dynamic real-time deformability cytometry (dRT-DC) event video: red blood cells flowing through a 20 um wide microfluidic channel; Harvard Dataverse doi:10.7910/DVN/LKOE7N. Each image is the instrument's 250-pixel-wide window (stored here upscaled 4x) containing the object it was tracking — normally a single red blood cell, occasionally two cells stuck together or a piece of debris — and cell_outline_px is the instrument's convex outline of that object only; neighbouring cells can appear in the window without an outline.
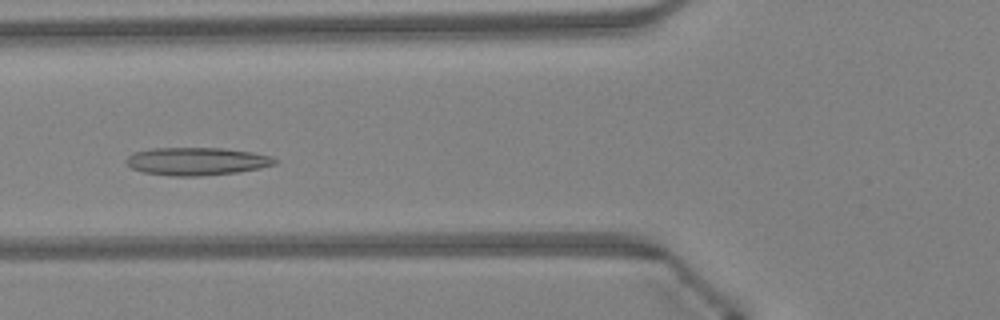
{"species": "Egyptian fruit bat (a non-hibernating species)", "species_latin": "Rousettus aegyptiacus", "temperature_condition": "warm", "stored_images_in_passage": 47, "camera_frame_rate_fps": 3000, "um_per_image_px": 0.085, "animal": {"sex": "female"}, "frame": {"image": 1, "passage_image": 18, "time_ms": 5.667, "image_size_px": [1000, 320], "cell_outline_px": [[280, 160], [276, 164], [260, 168], [236, 172], [200, 176], [172, 176], [144, 172], [132, 168], [124, 160], [128, 156], [136, 152], [152, 148], [224, 148], [252, 152], [272, 156]], "centroid_in_image_um": [16.76, 13.71], "position_along_channel_um": 109.0, "area_um2": 24.1}}
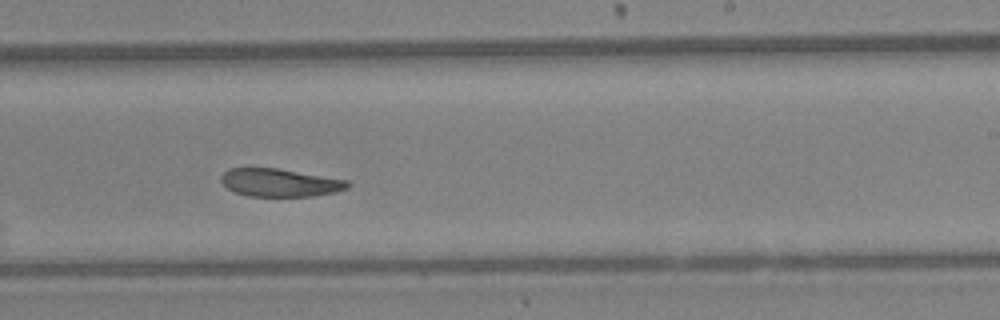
{"frame": {"image": 2, "passage_image": 29, "time_ms": 9.333, "image_size_px": [1000, 320], "cell_outline_px": [[352, 184], [348, 188], [336, 192], [312, 196], [248, 196], [236, 192], [228, 188], [220, 180], [220, 176], [228, 168], [276, 168], [348, 180]], "centroid_in_image_um": [23.8, 15.52], "position_along_channel_um": 265.2, "area_um2": 20.58}}
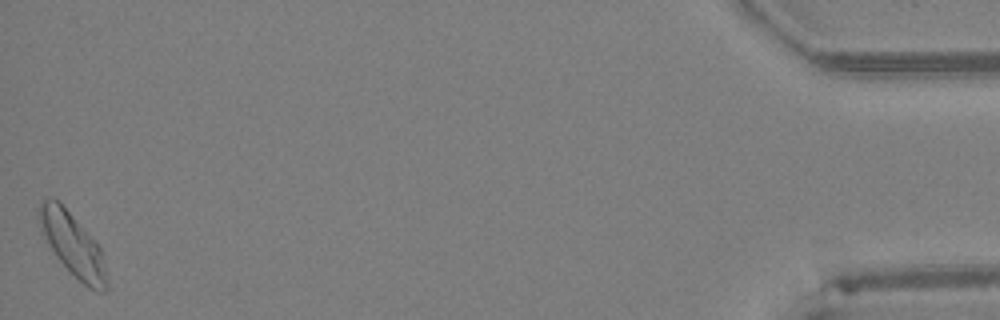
{"frame": {"image": 3, "passage_image": 47, "time_ms": 15.333, "image_size_px": [1000, 320], "cell_outline_px": [[108, 288], [104, 292], [96, 292], [88, 288], [56, 256], [40, 232], [36, 216], [36, 212], [40, 200], [44, 196], [56, 200], [68, 212], [100, 248], [108, 280]], "centroid_in_image_um": [6.12, 20.78], "position_along_channel_um": 429.1, "area_um2": 24.45}, "authors_computed_cell_mechanics": {"area_um2": 22.5998, "velocity_mm_per_s": 4.2943, "shape_relaxation_time_tau1_ms": null, "shape_relaxation_time_tau2_ms": 3.9599, "deformation_change_tau1": null, "deformation_change_tau2": 0.1028}}